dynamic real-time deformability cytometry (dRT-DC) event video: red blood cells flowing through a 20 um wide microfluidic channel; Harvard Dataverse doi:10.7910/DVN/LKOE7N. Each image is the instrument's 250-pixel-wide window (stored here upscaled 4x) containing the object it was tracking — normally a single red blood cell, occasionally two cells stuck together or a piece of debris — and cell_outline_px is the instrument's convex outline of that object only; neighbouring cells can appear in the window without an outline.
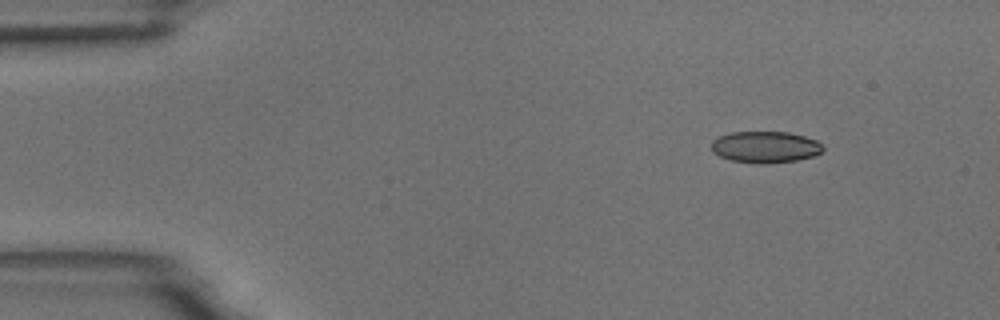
{"species": "common noctule bat (a hibernating species)", "species_latin": "Nyctalus noctula", "temperature_condition": "room temperature", "stored_images_in_passage": 6, "camera_frame_rate_fps": 3000, "um_per_image_px": 0.085, "animal": {"sex": "male", "body_mass_g": 18.8}, "frame": {"image": 1, "passage_image": 1, "time_ms": 0.0, "image_size_px": [1000, 320], "cell_outline_px": [[824, 148], [820, 152], [812, 156], [796, 160], [760, 164], [732, 160], [720, 156], [712, 152], [712, 140], [720, 136], [732, 132], [788, 132], [804, 136], [816, 140]], "centroid_in_image_um": [65.03, 12.49], "position_along_channel_um": 20.0, "area_um2": 20.23}}
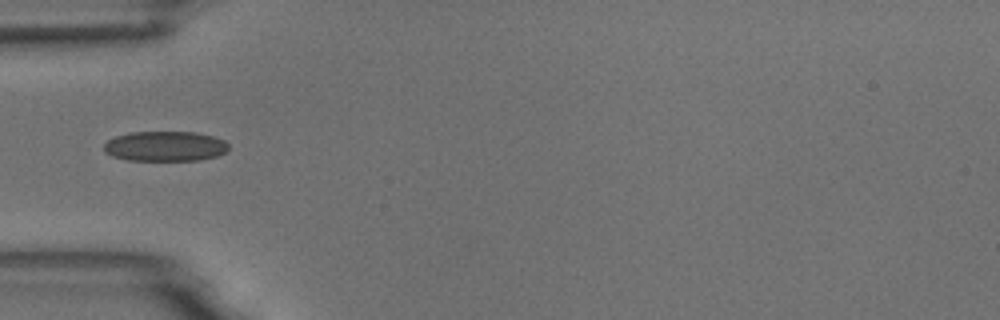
{"frame": {"image": 2, "passage_image": 4, "time_ms": 3.667, "image_size_px": [1000, 320], "cell_outline_px": [[228, 152], [216, 156], [200, 160], [128, 160], [112, 156], [104, 152], [104, 144], [108, 140], [116, 136], [128, 132], [196, 132], [212, 136], [224, 140], [228, 144]], "centroid_in_image_um": [14.04, 12.43], "position_along_channel_um": 71.0, "area_um2": 21.91}}